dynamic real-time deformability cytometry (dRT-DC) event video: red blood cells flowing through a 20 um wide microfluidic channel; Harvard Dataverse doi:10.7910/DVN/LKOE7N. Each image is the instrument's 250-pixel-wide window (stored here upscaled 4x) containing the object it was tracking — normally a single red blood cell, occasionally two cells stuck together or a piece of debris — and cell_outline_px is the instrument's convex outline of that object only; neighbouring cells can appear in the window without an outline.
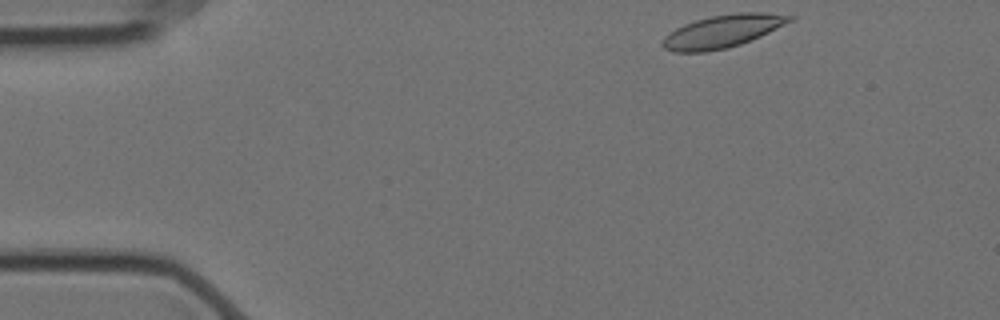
{"species": "Egyptian fruit bat (a non-hibernating species)", "species_latin": "Rousettus aegyptiacus", "temperature_condition": "cold", "stored_images_in_passage": 51, "camera_frame_rate_fps": 3000, "um_per_image_px": 0.085, "animal": {"sex": "female"}, "frame": {"image": 1, "passage_image": 1, "time_ms": 0.0, "image_size_px": [1000, 320], "cell_outline_px": [[796, 16], [792, 20], [760, 36], [740, 44], [724, 48], [704, 52], [676, 52], [664, 48], [664, 36], [668, 32], [684, 24], [696, 20], [712, 16], [736, 12], [764, 12]], "centroid_in_image_um": [61.41, 2.64], "position_along_channel_um": 23.6, "area_um2": 23.87}}
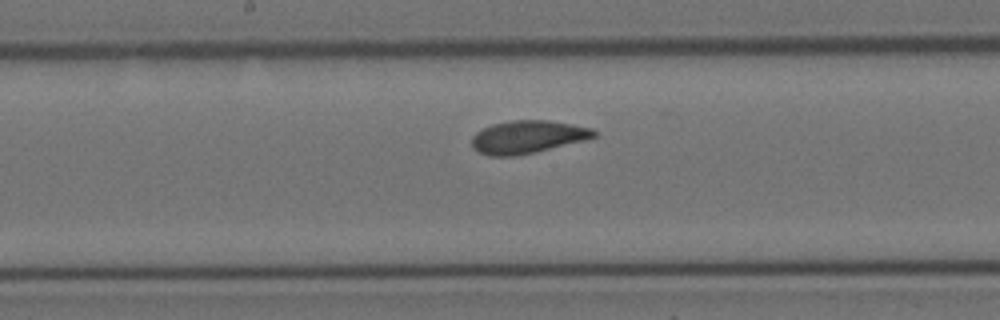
{"frame": {"image": 2, "passage_image": 23, "time_ms": 7.333, "image_size_px": [1000, 320], "cell_outline_px": [[596, 136], [584, 140], [516, 156], [488, 156], [472, 148], [472, 136], [476, 132], [492, 124], [512, 120], [548, 120], [572, 124], [592, 128], [596, 132]], "centroid_in_image_um": [44.81, 11.63], "position_along_channel_um": 203.4, "area_um2": 23.18}}
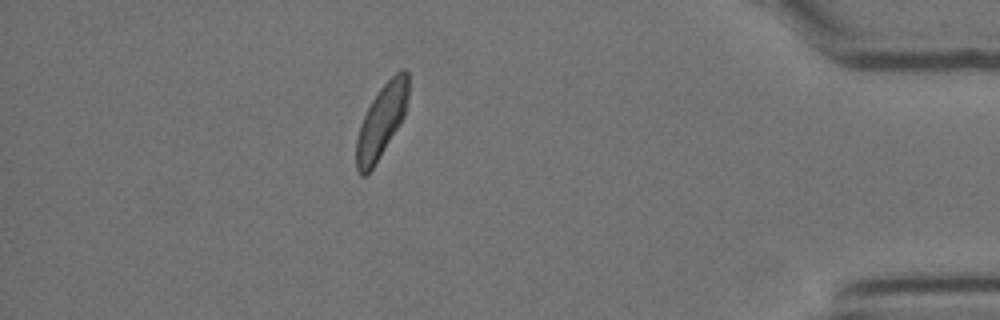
{"frame": {"image": 3, "passage_image": 44, "time_ms": 14.333, "image_size_px": [1000, 320], "cell_outline_px": [[408, 96], [404, 116], [400, 124], [372, 168], [364, 176], [360, 176], [356, 168], [356, 140], [360, 124], [372, 100], [380, 88], [400, 68], [404, 68], [408, 72]], "centroid_in_image_um": [32.43, 10.27], "position_along_channel_um": 402.8, "area_um2": 21.85}, "authors_computed_cell_mechanics": {"area_um2": 23.1778, "velocity_mm_per_s": 3.478, "shape_relaxation_time_tau1_ms": 6.6389, "shape_relaxation_time_tau2_ms": 2.2733, "deformation_change_tau1": 0.1404, "deformation_change_tau2": 0.0694}}